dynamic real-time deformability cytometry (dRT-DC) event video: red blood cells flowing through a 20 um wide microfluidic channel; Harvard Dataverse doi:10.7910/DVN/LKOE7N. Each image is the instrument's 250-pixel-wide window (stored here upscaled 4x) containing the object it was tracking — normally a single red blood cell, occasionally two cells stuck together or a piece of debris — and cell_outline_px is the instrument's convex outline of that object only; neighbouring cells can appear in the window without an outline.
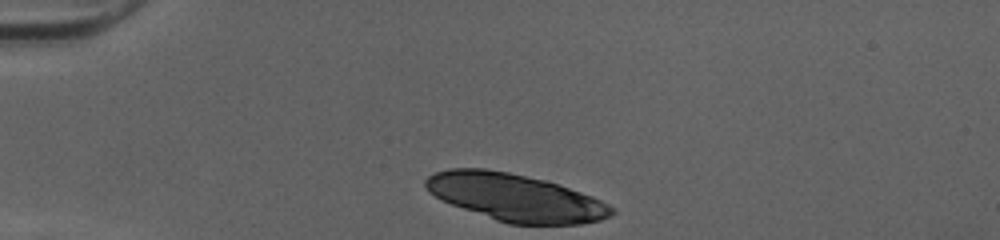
{"species": "human", "species_latin": "Homo sapiens", "temperature_condition": "cold", "stored_images_in_passage": 31, "camera_frame_rate_fps": 3000, "um_per_image_px": 0.085, "donor": {"sex": "female"}, "frame": {"image": 1, "passage_image": 1, "time_ms": 0.0, "image_size_px": [1000, 240], "cell_outline_px": [[616, 212], [612, 216], [600, 220], [580, 224], [508, 224], [496, 220], [440, 200], [428, 192], [424, 184], [424, 180], [428, 176], [436, 172], [448, 168], [484, 168], [508, 172], [548, 180], [592, 196], [616, 208]], "centroid_in_image_um": [43.81, 16.78], "position_along_channel_um": 41.2, "area_um2": 51.56}}